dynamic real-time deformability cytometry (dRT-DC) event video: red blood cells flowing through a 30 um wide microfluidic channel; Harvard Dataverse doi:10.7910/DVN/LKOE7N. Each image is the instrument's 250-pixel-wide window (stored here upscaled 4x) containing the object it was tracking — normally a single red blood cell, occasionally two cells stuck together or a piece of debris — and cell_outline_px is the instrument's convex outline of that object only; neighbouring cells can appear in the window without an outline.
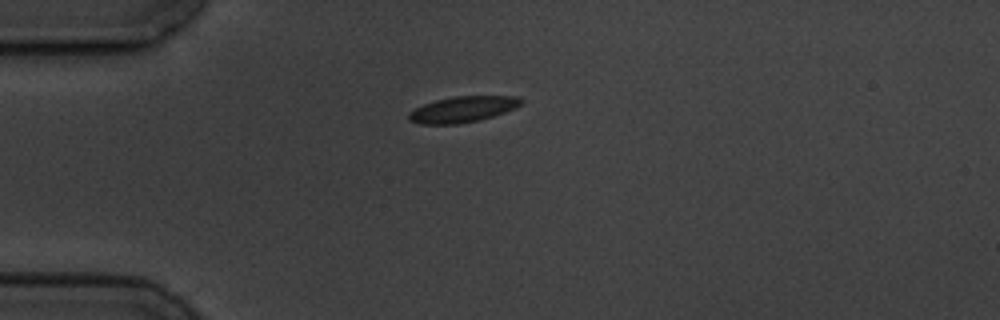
{"species": "common noctule bat (a hibernating species)", "species_latin": "Nyctalus noctula", "temperature_condition": "cold", "stored_images_in_passage": 7, "camera_frame_rate_fps": 3000, "um_per_image_px": 0.085, "animal": {"sex": "male", "body_mass_g": 19.5, "forearm_length_mm": 54.6}, "frame": {"image": 1, "passage_image": 1, "time_ms": 0.0, "image_size_px": [1000, 320], "cell_outline_px": [[524, 100], [520, 104], [504, 112], [480, 120], [456, 124], [420, 124], [408, 120], [408, 112], [424, 104], [436, 100], [452, 96], [520, 96]], "centroid_in_image_um": [39.3, 9.29], "position_along_channel_um": 45.7, "area_um2": 16.88}}
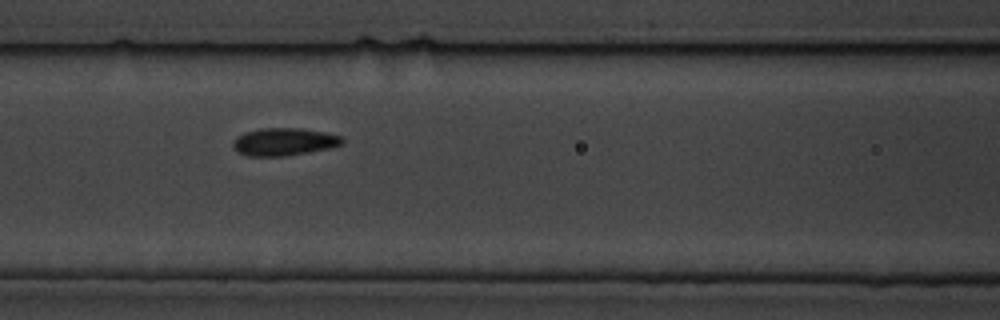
{"frame": {"image": 2, "passage_image": 4, "time_ms": 3.333, "image_size_px": [1000, 320], "cell_outline_px": [[344, 144], [328, 148], [308, 152], [284, 156], [248, 156], [236, 152], [232, 144], [232, 140], [236, 136], [244, 132], [260, 128], [304, 128], [324, 132], [340, 136], [344, 140]], "centroid_in_image_um": [24.1, 12.04], "position_along_channel_um": 142.5, "area_um2": 17.74}}
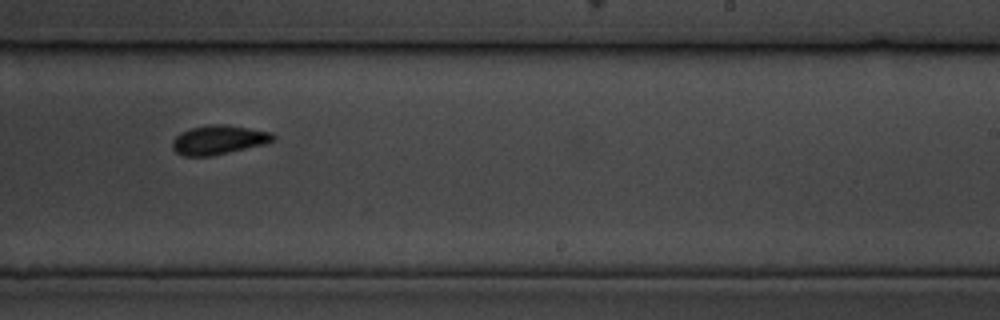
{"frame": {"image": 3, "passage_image": 7, "time_ms": 7.0, "image_size_px": [1000, 320], "cell_outline_px": [[276, 140], [264, 144], [212, 156], [184, 156], [176, 152], [172, 148], [172, 140], [180, 132], [192, 128], [208, 124], [224, 124], [272, 132], [276, 136]], "centroid_in_image_um": [18.58, 11.88], "position_along_channel_um": 270.4, "area_um2": 17.17}}